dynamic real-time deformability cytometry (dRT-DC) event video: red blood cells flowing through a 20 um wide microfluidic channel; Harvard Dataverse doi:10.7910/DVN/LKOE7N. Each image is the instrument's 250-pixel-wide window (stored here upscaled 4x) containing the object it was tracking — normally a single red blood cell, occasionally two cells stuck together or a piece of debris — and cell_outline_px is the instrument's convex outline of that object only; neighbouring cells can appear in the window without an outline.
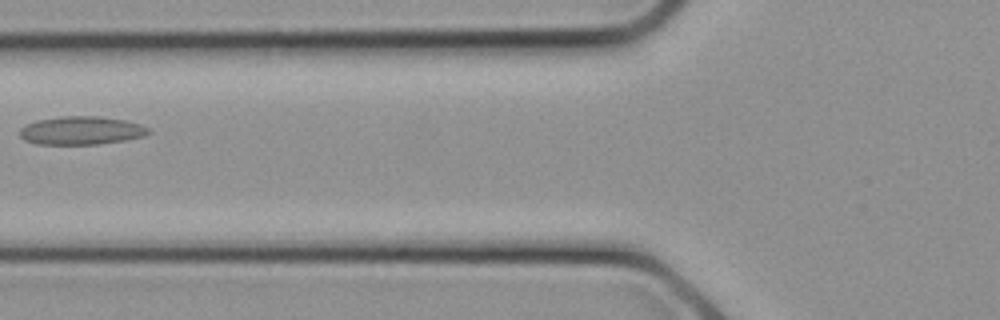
{"species": "common noctule bat (a hibernating species)", "species_latin": "Nyctalus noctula", "temperature_condition": "cold", "stored_images_in_passage": 10, "camera_frame_rate_fps": 3000, "um_per_image_px": 0.085, "animal": {"sex": "female", "body_mass_g": 21.9}, "frame": {"image": 1, "passage_image": 3, "time_ms": 0.667, "image_size_px": [1000, 320], "cell_outline_px": [[152, 132], [144, 136], [124, 140], [96, 144], [36, 144], [24, 140], [20, 136], [20, 128], [24, 124], [36, 120], [60, 116], [100, 116], [124, 120], [140, 124], [148, 128]], "centroid_in_image_um": [6.88, 11.08], "position_along_channel_um": 118.9, "area_um2": 21.33}}
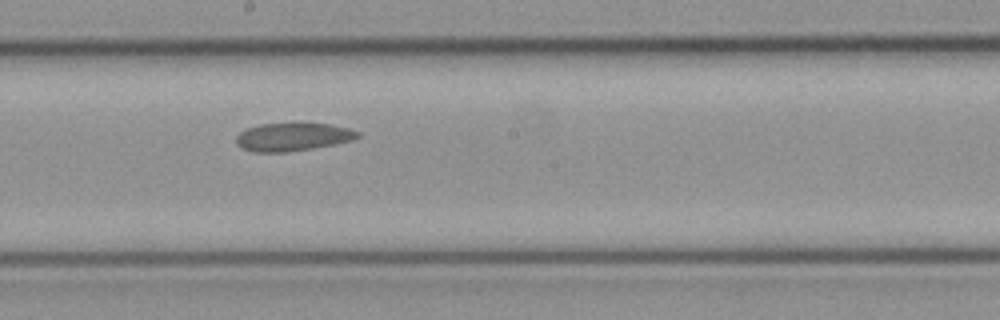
{"frame": {"image": 2, "passage_image": 7, "time_ms": 2.0, "image_size_px": [1000, 320], "cell_outline_px": [[360, 136], [352, 140], [312, 148], [288, 152], [252, 152], [236, 144], [236, 136], [240, 132], [248, 128], [260, 124], [332, 124], [348, 128], [360, 132]], "centroid_in_image_um": [24.88, 11.64], "position_along_channel_um": 223.3, "area_um2": 19.59}}
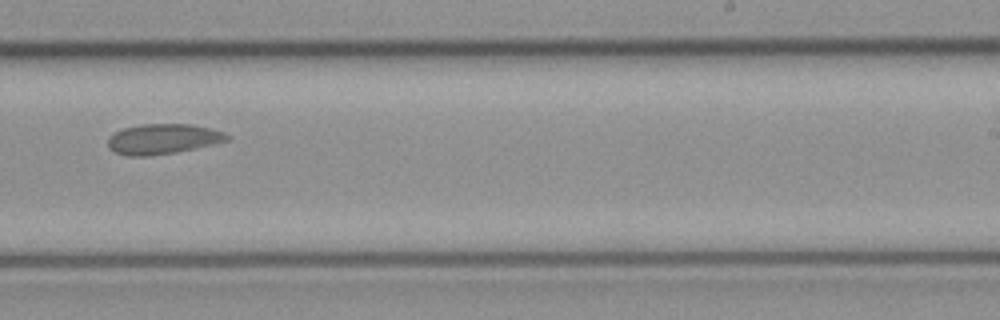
{"frame": {"image": 3, "passage_image": 9, "time_ms": 2.667, "image_size_px": [1000, 320], "cell_outline_px": [[232, 136], [228, 140], [216, 144], [176, 152], [148, 156], [128, 156], [112, 152], [108, 148], [108, 136], [124, 128], [140, 124], [192, 124], [224, 132]], "centroid_in_image_um": [13.84, 11.82], "position_along_channel_um": 275.2, "area_um2": 21.15}}